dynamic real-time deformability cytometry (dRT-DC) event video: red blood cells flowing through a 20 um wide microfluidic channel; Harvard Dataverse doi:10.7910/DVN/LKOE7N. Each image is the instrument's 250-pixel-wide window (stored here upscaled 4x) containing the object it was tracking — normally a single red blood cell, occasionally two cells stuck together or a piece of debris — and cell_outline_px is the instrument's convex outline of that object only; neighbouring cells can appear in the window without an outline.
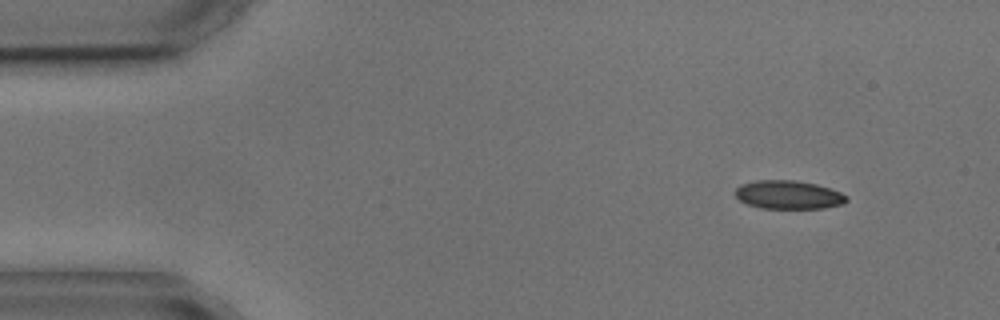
{"species": "common noctule bat (a hibernating species)", "species_latin": "Nyctalus noctula", "temperature_condition": "cold", "stored_images_in_passage": 3, "camera_frame_rate_fps": 3000, "um_per_image_px": 0.085, "animal": {"sex": "male", "body_mass_g": 17.9, "forearm_length_mm": 54.2}, "frame": {"image": 1, "passage_image": 1, "time_ms": 0.0, "image_size_px": [1000, 320], "cell_outline_px": [[848, 200], [844, 204], [824, 208], [760, 208], [748, 204], [740, 200], [736, 196], [736, 188], [740, 184], [756, 180], [796, 180], [816, 184], [840, 192], [848, 196]], "centroid_in_image_um": [67.03, 16.55], "position_along_channel_um": 18.0, "area_um2": 18.5}}
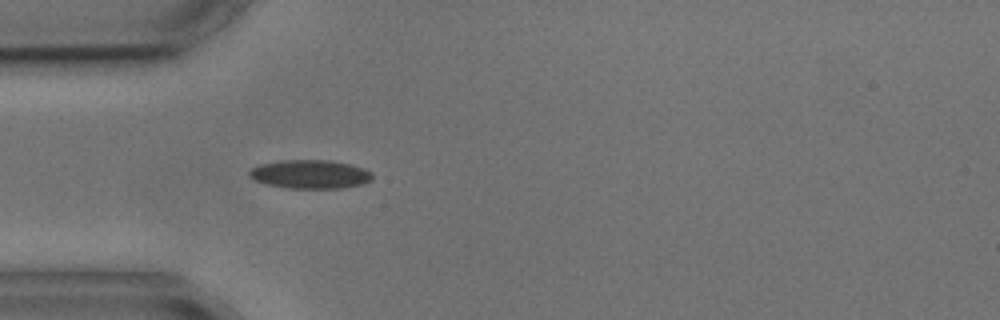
{"frame": {"image": 2, "passage_image": 3, "time_ms": 3.333, "image_size_px": [1000, 320], "cell_outline_px": [[372, 180], [364, 184], [340, 188], [288, 188], [264, 184], [248, 176], [248, 172], [252, 168], [260, 164], [280, 160], [328, 160], [348, 164], [364, 168], [372, 172]], "centroid_in_image_um": [26.36, 14.81], "position_along_channel_um": 58.6, "area_um2": 20.63}}